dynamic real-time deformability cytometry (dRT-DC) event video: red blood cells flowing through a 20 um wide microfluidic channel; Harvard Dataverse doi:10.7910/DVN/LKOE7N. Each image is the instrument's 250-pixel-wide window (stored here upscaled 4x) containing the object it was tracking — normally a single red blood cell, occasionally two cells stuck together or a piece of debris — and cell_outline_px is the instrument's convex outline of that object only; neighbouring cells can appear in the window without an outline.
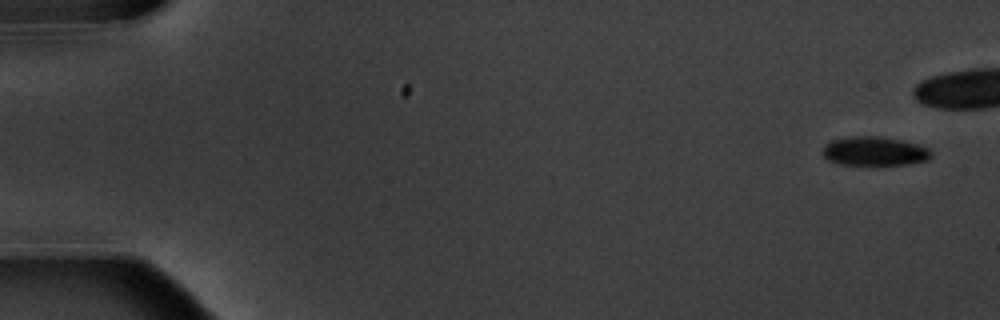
{"species": "common noctule bat (a hibernating species)", "species_latin": "Nyctalus noctula", "temperature_condition": "warm", "stored_images_in_passage": 6, "camera_frame_rate_fps": 3000, "um_per_image_px": 0.085, "animal": {"sex": "male", "body_mass_g": 20.1, "forearm_length_mm": 53.5}, "frame": {"image": 1, "passage_image": 1, "time_ms": 0.0, "image_size_px": [1000, 320], "cell_outline_px": [[932, 156], [928, 160], [908, 164], [876, 168], [840, 164], [828, 160], [820, 152], [824, 144], [832, 140], [848, 136], [880, 136], [900, 140], [916, 144], [928, 148], [932, 152]], "centroid_in_image_um": [74.3, 12.9], "position_along_channel_um": 10.7, "area_um2": 19.36}}